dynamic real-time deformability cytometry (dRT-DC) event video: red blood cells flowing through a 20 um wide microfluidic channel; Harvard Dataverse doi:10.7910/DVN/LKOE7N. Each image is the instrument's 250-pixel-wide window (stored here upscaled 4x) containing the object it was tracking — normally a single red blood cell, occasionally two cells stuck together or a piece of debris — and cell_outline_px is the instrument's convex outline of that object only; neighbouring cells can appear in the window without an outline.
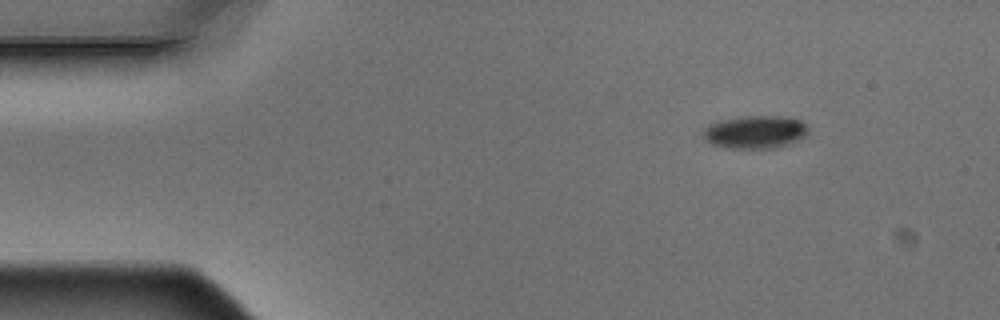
{"species": "Egyptian fruit bat (a non-hibernating species)", "species_latin": "Rousettus aegyptiacus", "temperature_condition": "warm", "stored_images_in_passage": 6, "camera_frame_rate_fps": 3000, "um_per_image_px": 0.085, "animal": {"sex": "male"}, "frame": {"image": 1, "passage_image": 1, "time_ms": 0.0, "image_size_px": [1000, 320], "cell_outline_px": [[808, 132], [804, 136], [784, 144], [772, 148], [724, 148], [712, 144], [704, 136], [704, 128], [720, 120], [744, 116], [788, 116], [800, 120], [808, 124]], "centroid_in_image_um": [64.2, 11.2], "position_along_channel_um": 20.8, "area_um2": 19.88}}
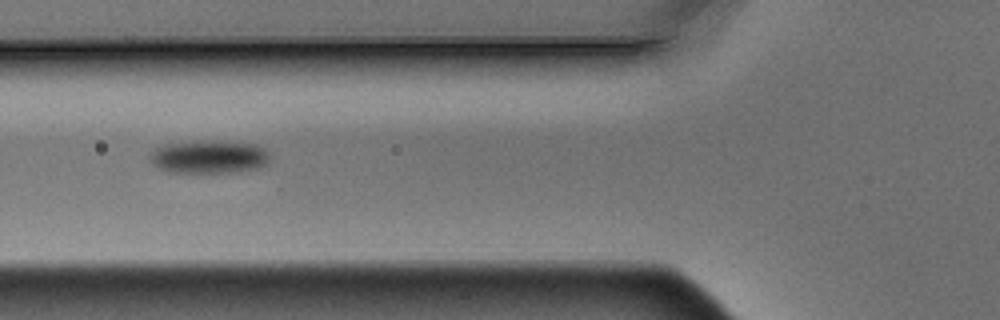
{"frame": {"image": 2, "passage_image": 5, "time_ms": 1.333, "image_size_px": [1000, 320], "cell_outline_px": [[272, 160], [268, 164], [260, 168], [240, 172], [168, 172], [152, 164], [148, 160], [148, 152], [164, 144], [260, 144], [272, 156]], "centroid_in_image_um": [17.81, 13.4], "position_along_channel_um": 108.0, "area_um2": 22.43}}
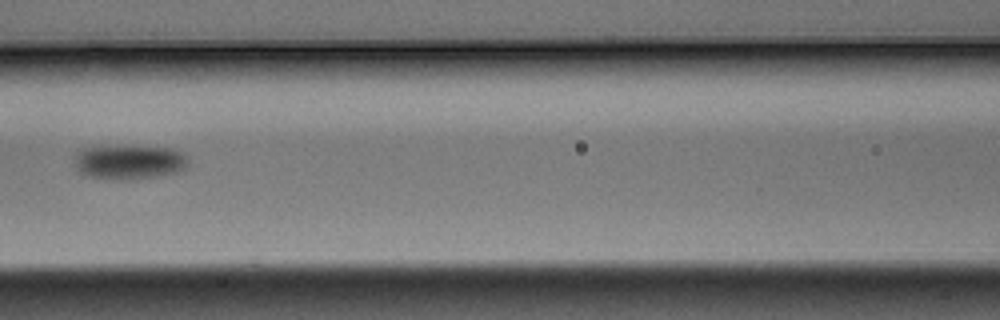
{"frame": {"image": 3, "passage_image": 6, "time_ms": 1.667, "image_size_px": [1000, 320], "cell_outline_px": [[188, 164], [184, 168], [176, 172], [128, 180], [116, 180], [88, 176], [80, 172], [76, 168], [72, 156], [80, 148], [172, 148], [184, 152], [188, 156]], "centroid_in_image_um": [10.95, 13.8], "position_along_channel_um": 155.6, "area_um2": 22.31}}